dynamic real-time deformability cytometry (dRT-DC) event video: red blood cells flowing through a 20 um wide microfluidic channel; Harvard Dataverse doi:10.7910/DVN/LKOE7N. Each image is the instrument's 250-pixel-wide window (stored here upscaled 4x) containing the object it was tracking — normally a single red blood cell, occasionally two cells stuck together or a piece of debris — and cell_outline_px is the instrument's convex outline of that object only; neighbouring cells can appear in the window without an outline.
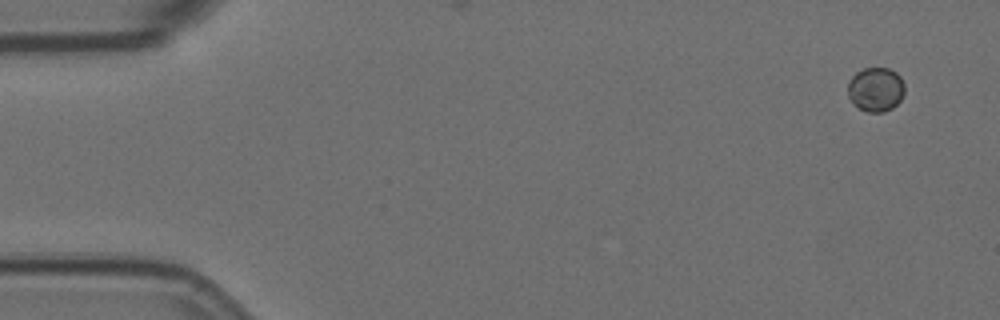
{"species": "Egyptian fruit bat (a non-hibernating species)", "species_latin": "Rousettus aegyptiacus", "temperature_condition": "room temperature", "stored_images_in_passage": 6, "camera_frame_rate_fps": 3000, "um_per_image_px": 0.085, "animal": {"sex": "female"}, "frame": {"image": 1, "passage_image": 1, "time_ms": 0.0, "image_size_px": [1000, 320], "cell_outline_px": [[904, 92], [900, 100], [892, 108], [884, 112], [868, 112], [852, 104], [848, 96], [848, 84], [852, 76], [856, 72], [864, 68], [888, 68], [896, 72], [900, 76], [904, 84]], "centroid_in_image_um": [74.43, 7.6], "position_along_channel_um": 10.6, "area_um2": 14.68}}